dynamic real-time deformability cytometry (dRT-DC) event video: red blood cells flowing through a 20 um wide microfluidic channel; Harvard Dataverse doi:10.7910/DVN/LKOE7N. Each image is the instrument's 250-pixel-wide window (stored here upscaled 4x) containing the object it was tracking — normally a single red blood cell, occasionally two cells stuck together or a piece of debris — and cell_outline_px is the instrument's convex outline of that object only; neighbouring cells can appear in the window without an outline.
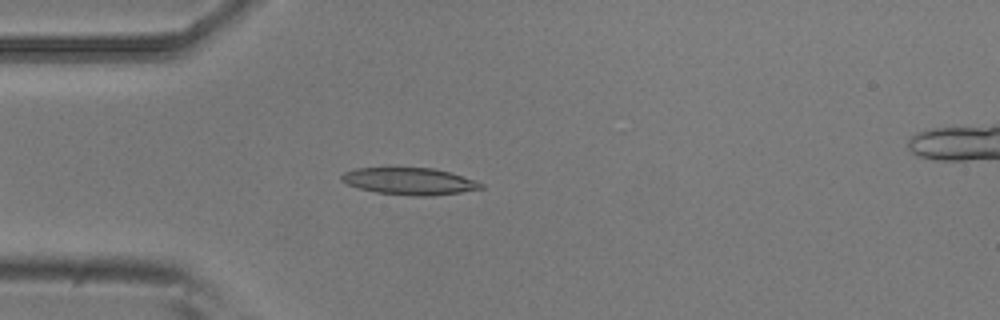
{"species": "common noctule bat (a hibernating species)", "species_latin": "Nyctalus noctula", "temperature_condition": "room temperature", "stored_images_in_passage": 4, "camera_frame_rate_fps": 3000, "um_per_image_px": 0.085, "animal": {"sex": "male", "body_mass_g": 20.5, "forearm_length_mm": 52.5}, "frame": {"image": 1, "passage_image": 4, "time_ms": 1.0, "image_size_px": [1000, 320], "cell_outline_px": [[484, 188], [460, 192], [432, 196], [416, 196], [376, 192], [360, 188], [348, 184], [340, 180], [340, 176], [344, 172], [356, 168], [388, 164], [432, 168], [448, 172], [476, 180], [484, 184]], "centroid_in_image_um": [34.74, 15.35], "position_along_channel_um": 50.3, "area_um2": 22.83}}